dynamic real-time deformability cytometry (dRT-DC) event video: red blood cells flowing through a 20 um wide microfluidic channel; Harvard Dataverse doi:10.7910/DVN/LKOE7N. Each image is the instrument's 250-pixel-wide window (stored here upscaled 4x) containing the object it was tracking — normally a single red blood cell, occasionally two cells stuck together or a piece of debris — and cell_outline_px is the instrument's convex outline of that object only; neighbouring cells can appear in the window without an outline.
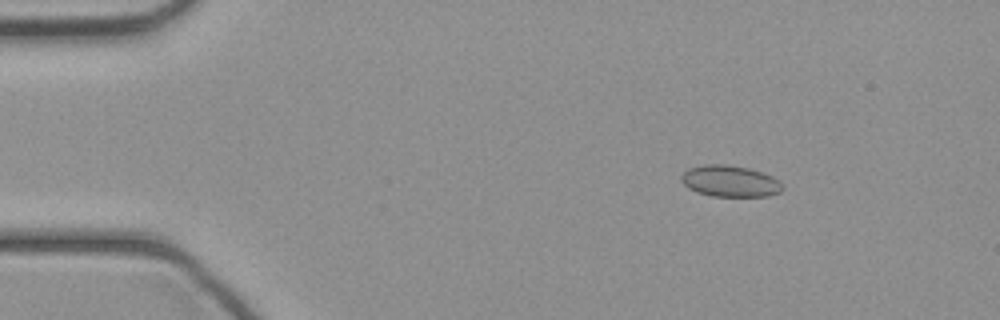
{"species": "common noctule bat (a hibernating species)", "species_latin": "Nyctalus noctula", "temperature_condition": "cold", "stored_images_in_passage": 44, "camera_frame_rate_fps": 3000, "um_per_image_px": 0.085, "animal": {"sex": "female", "body_mass_g": 21.9}, "frame": {"image": 1, "passage_image": 6, "time_ms": 1.667, "image_size_px": [1000, 320], "cell_outline_px": [[784, 188], [780, 192], [768, 196], [712, 196], [696, 192], [688, 188], [680, 180], [680, 176], [688, 168], [704, 164], [728, 164], [748, 168], [772, 176]], "centroid_in_image_um": [62.0, 15.39], "position_along_channel_um": 23.0, "area_um2": 18.5}}
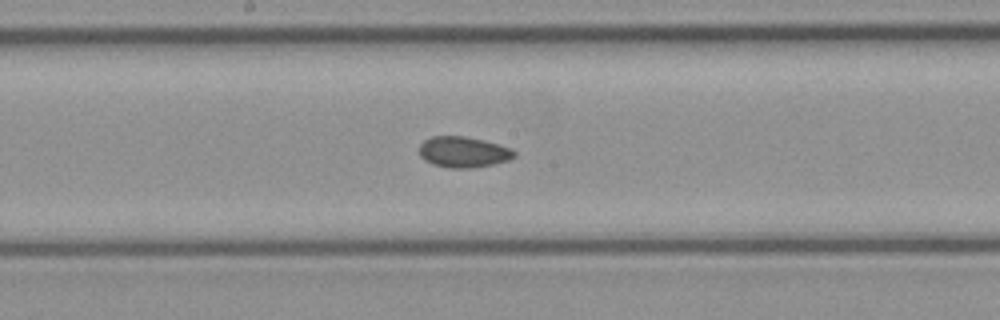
{"frame": {"image": 2, "passage_image": 23, "time_ms": 7.333, "image_size_px": [1000, 320], "cell_outline_px": [[516, 156], [508, 160], [492, 164], [472, 168], [448, 168], [432, 164], [424, 160], [420, 156], [420, 144], [424, 140], [432, 136], [464, 136], [484, 140], [500, 144], [512, 148], [516, 152]], "centroid_in_image_um": [39.39, 12.92], "position_along_channel_um": 208.8, "area_um2": 17.22}}
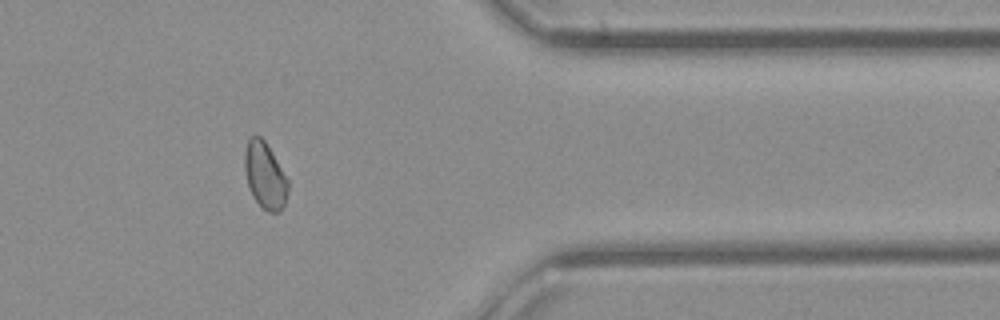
{"frame": {"image": 3, "passage_image": 36, "time_ms": 11.667, "image_size_px": [1000, 320], "cell_outline_px": [[288, 192], [284, 204], [280, 212], [268, 212], [252, 196], [248, 184], [244, 168], [244, 152], [248, 136], [256, 132], [264, 140], [288, 180]], "centroid_in_image_um": [22.49, 14.87], "position_along_channel_um": 388.9, "area_um2": 16.76}}